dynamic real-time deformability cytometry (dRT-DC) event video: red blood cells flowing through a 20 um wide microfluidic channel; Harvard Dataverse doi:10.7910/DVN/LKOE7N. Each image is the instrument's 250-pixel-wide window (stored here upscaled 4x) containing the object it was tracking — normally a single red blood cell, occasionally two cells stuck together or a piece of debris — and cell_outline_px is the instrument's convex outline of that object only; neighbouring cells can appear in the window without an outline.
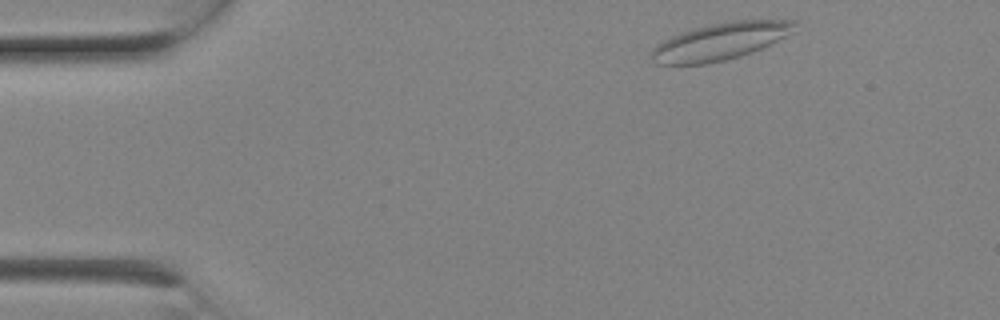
{"species": "Egyptian fruit bat (a non-hibernating species)", "species_latin": "Rousettus aegyptiacus", "temperature_condition": "room temperature", "stored_images_in_passage": 4, "camera_frame_rate_fps": 3000, "um_per_image_px": 0.085, "animal": {"sex": "female"}, "frame": {"image": 1, "passage_image": 1, "time_ms": 0.0, "image_size_px": [1000, 320], "cell_outline_px": [[800, 20], [792, 32], [760, 48], [740, 56], [708, 64], [656, 64], [652, 60], [652, 48], [656, 44], [672, 36], [692, 28], [708, 24], [736, 20]], "centroid_in_image_um": [61.2, 3.51], "position_along_channel_um": 23.8, "area_um2": 30.69}}